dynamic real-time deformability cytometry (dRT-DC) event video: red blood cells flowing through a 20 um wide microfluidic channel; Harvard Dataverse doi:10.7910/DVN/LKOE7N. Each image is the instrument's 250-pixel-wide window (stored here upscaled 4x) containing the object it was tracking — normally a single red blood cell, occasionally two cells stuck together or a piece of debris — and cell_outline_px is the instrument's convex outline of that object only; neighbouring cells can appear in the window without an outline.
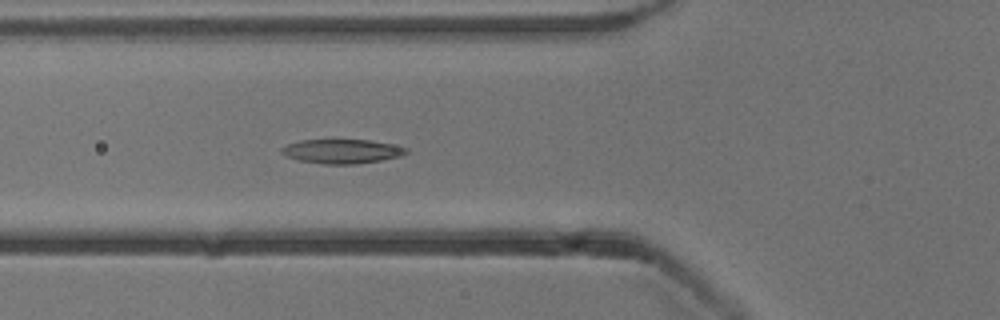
{"species": "common noctule bat (a hibernating species)", "species_latin": "Nyctalus noctula", "temperature_condition": "cold", "stored_images_in_passage": 51, "camera_frame_rate_fps": 3000, "um_per_image_px": 0.085, "animal": {"sex": "male", "body_mass_g": 13.3}, "frame": {"image": 1, "passage_image": 16, "time_ms": 5.0, "image_size_px": [1000, 320], "cell_outline_px": [[408, 152], [400, 156], [380, 160], [356, 164], [320, 164], [300, 160], [284, 156], [280, 152], [280, 148], [288, 144], [300, 140], [372, 140], [392, 144], [408, 148]], "centroid_in_image_um": [29.04, 12.86], "position_along_channel_um": 96.8, "area_um2": 17.63}}
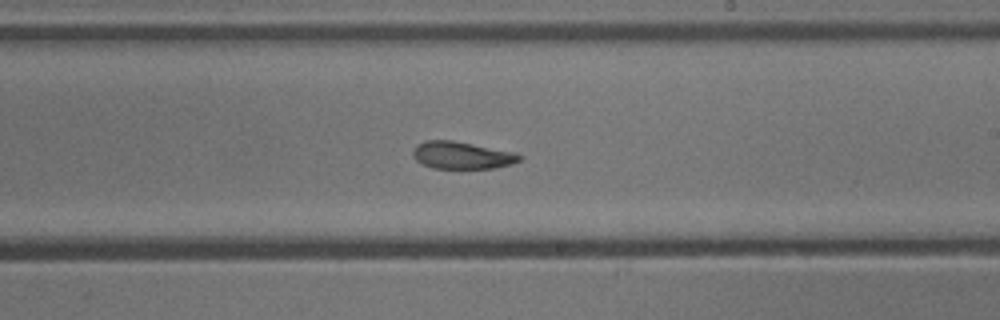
{"frame": {"image": 2, "passage_image": 28, "time_ms": 9.0, "image_size_px": [1000, 320], "cell_outline_px": [[520, 160], [512, 164], [496, 168], [432, 168], [416, 160], [412, 156], [412, 152], [416, 144], [424, 140], [452, 140], [516, 152], [520, 156]], "centroid_in_image_um": [39.24, 13.19], "position_along_channel_um": 249.8, "area_um2": 16.99}}
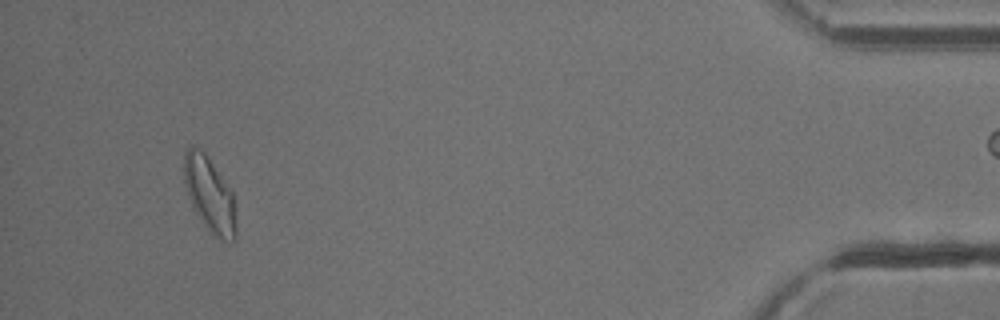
{"frame": {"image": 3, "passage_image": 47, "time_ms": 15.333, "image_size_px": [1000, 320], "cell_outline_px": [[236, 240], [220, 240], [212, 236], [192, 208], [184, 184], [184, 152], [192, 144], [204, 152], [232, 192], [236, 224]], "centroid_in_image_um": [17.79, 16.57], "position_along_channel_um": 417.4, "area_um2": 22.72}, "authors_computed_cell_mechanics": {"area_um2": 18.207, "velocity_mm_per_s": 3.82, "shape_relaxation_time_tau1_ms": 6.967, "shape_relaxation_time_tau2_ms": 5.4992, "deformation_change_tau1": 0.1671, "deformation_change_tau2": 0.1227}}